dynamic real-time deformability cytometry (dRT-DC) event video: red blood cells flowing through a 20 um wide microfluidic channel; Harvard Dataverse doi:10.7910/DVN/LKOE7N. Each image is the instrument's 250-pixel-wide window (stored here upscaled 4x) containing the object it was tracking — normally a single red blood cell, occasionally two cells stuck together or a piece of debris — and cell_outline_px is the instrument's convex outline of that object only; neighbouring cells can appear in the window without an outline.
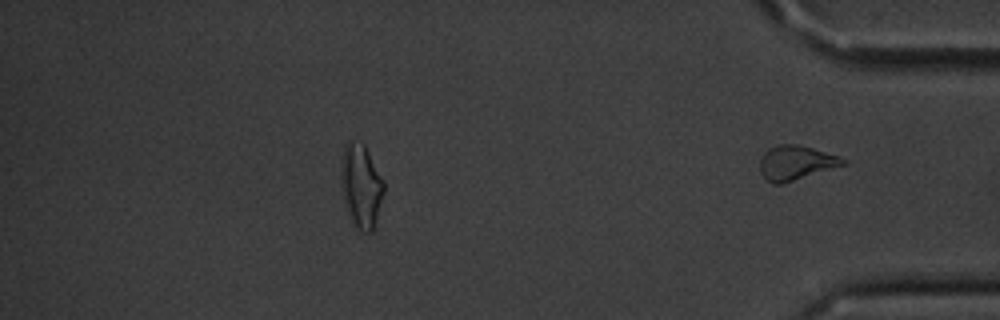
{"species": "common noctule bat (a hibernating species)", "species_latin": "Nyctalus noctula", "temperature_condition": "cold", "stored_images_in_passage": 38, "segment_of_instrument_passage": [2, 2], "camera_frame_rate_fps": 3000, "um_per_image_px": 0.085, "animal": {"sex": "male", "body_mass_g": 20.1, "forearm_length_mm": 53.5}, "frame": {"image": 1, "passage_image": 38, "time_ms": 12.333, "image_size_px": [1000, 320], "cell_outline_px": [[848, 164], [780, 184], [772, 184], [760, 172], [760, 160], [764, 152], [768, 148], [780, 144], [796, 144], [812, 148], [840, 156], [848, 160]], "centroid_in_image_um": [67.68, 13.82], "position_along_channel_um": 367.5, "area_um2": 16.65}}